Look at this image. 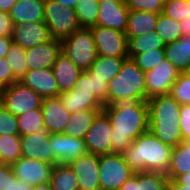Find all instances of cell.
Masks as SVG:
<instances>
[{"mask_svg":"<svg viewBox=\"0 0 190 190\" xmlns=\"http://www.w3.org/2000/svg\"><path fill=\"white\" fill-rule=\"evenodd\" d=\"M103 111L112 124L111 153L123 154L136 138L149 130L147 101L123 96L117 103L104 106Z\"/></svg>","mask_w":190,"mask_h":190,"instance_id":"6da1fadb","label":"cell"},{"mask_svg":"<svg viewBox=\"0 0 190 190\" xmlns=\"http://www.w3.org/2000/svg\"><path fill=\"white\" fill-rule=\"evenodd\" d=\"M172 149L148 130L133 141L123 156L134 173L151 171L166 174Z\"/></svg>","mask_w":190,"mask_h":190,"instance_id":"7a4b0ae2","label":"cell"},{"mask_svg":"<svg viewBox=\"0 0 190 190\" xmlns=\"http://www.w3.org/2000/svg\"><path fill=\"white\" fill-rule=\"evenodd\" d=\"M149 109V131L163 144L172 148L182 141L180 129V104L170 95H162L147 100Z\"/></svg>","mask_w":190,"mask_h":190,"instance_id":"3957f363","label":"cell"},{"mask_svg":"<svg viewBox=\"0 0 190 190\" xmlns=\"http://www.w3.org/2000/svg\"><path fill=\"white\" fill-rule=\"evenodd\" d=\"M58 97L71 114L82 110H103L108 101V83L96 78L89 70L84 71L74 88Z\"/></svg>","mask_w":190,"mask_h":190,"instance_id":"277c9868","label":"cell"},{"mask_svg":"<svg viewBox=\"0 0 190 190\" xmlns=\"http://www.w3.org/2000/svg\"><path fill=\"white\" fill-rule=\"evenodd\" d=\"M123 96L146 101L145 72L129 57L123 61L118 75L108 83V101L104 106L117 103Z\"/></svg>","mask_w":190,"mask_h":190,"instance_id":"5b68a950","label":"cell"},{"mask_svg":"<svg viewBox=\"0 0 190 190\" xmlns=\"http://www.w3.org/2000/svg\"><path fill=\"white\" fill-rule=\"evenodd\" d=\"M64 53L83 72L88 71L97 59V51L91 28L80 27L61 40Z\"/></svg>","mask_w":190,"mask_h":190,"instance_id":"8992f818","label":"cell"},{"mask_svg":"<svg viewBox=\"0 0 190 190\" xmlns=\"http://www.w3.org/2000/svg\"><path fill=\"white\" fill-rule=\"evenodd\" d=\"M44 22L52 38L63 40L80 28L74 8L64 7L56 0H45Z\"/></svg>","mask_w":190,"mask_h":190,"instance_id":"52a82bcc","label":"cell"},{"mask_svg":"<svg viewBox=\"0 0 190 190\" xmlns=\"http://www.w3.org/2000/svg\"><path fill=\"white\" fill-rule=\"evenodd\" d=\"M134 175L123 154L107 153L99 155V178L101 190H120Z\"/></svg>","mask_w":190,"mask_h":190,"instance_id":"ba28073f","label":"cell"},{"mask_svg":"<svg viewBox=\"0 0 190 190\" xmlns=\"http://www.w3.org/2000/svg\"><path fill=\"white\" fill-rule=\"evenodd\" d=\"M42 101L38 93L20 81L0 92V104L16 117L33 109H41Z\"/></svg>","mask_w":190,"mask_h":190,"instance_id":"9c48e42d","label":"cell"},{"mask_svg":"<svg viewBox=\"0 0 190 190\" xmlns=\"http://www.w3.org/2000/svg\"><path fill=\"white\" fill-rule=\"evenodd\" d=\"M90 28L98 56L128 58V38L124 32L103 26Z\"/></svg>","mask_w":190,"mask_h":190,"instance_id":"30bf717a","label":"cell"},{"mask_svg":"<svg viewBox=\"0 0 190 190\" xmlns=\"http://www.w3.org/2000/svg\"><path fill=\"white\" fill-rule=\"evenodd\" d=\"M179 74L180 72L167 59L146 72V101L156 96L170 94L171 87Z\"/></svg>","mask_w":190,"mask_h":190,"instance_id":"8fae6325","label":"cell"},{"mask_svg":"<svg viewBox=\"0 0 190 190\" xmlns=\"http://www.w3.org/2000/svg\"><path fill=\"white\" fill-rule=\"evenodd\" d=\"M111 135V121L102 110L93 120L92 126L84 138L88 152L95 155L111 153Z\"/></svg>","mask_w":190,"mask_h":190,"instance_id":"7c38bea8","label":"cell"},{"mask_svg":"<svg viewBox=\"0 0 190 190\" xmlns=\"http://www.w3.org/2000/svg\"><path fill=\"white\" fill-rule=\"evenodd\" d=\"M21 157L32 158L40 162L56 165L50 145V133L45 128H40L36 133L20 136Z\"/></svg>","mask_w":190,"mask_h":190,"instance_id":"4fadbf2b","label":"cell"},{"mask_svg":"<svg viewBox=\"0 0 190 190\" xmlns=\"http://www.w3.org/2000/svg\"><path fill=\"white\" fill-rule=\"evenodd\" d=\"M50 145L58 164H69L89 153L84 138L71 137L63 133L50 134Z\"/></svg>","mask_w":190,"mask_h":190,"instance_id":"5bb4252c","label":"cell"},{"mask_svg":"<svg viewBox=\"0 0 190 190\" xmlns=\"http://www.w3.org/2000/svg\"><path fill=\"white\" fill-rule=\"evenodd\" d=\"M11 166L18 180L35 186L50 181L55 165L32 158L20 157Z\"/></svg>","mask_w":190,"mask_h":190,"instance_id":"9a60e30c","label":"cell"},{"mask_svg":"<svg viewBox=\"0 0 190 190\" xmlns=\"http://www.w3.org/2000/svg\"><path fill=\"white\" fill-rule=\"evenodd\" d=\"M99 9L95 26L108 27L125 33L130 11L125 0H99Z\"/></svg>","mask_w":190,"mask_h":190,"instance_id":"2e32d148","label":"cell"},{"mask_svg":"<svg viewBox=\"0 0 190 190\" xmlns=\"http://www.w3.org/2000/svg\"><path fill=\"white\" fill-rule=\"evenodd\" d=\"M78 178L80 190H101L99 155L88 153L68 164Z\"/></svg>","mask_w":190,"mask_h":190,"instance_id":"e0dca14e","label":"cell"},{"mask_svg":"<svg viewBox=\"0 0 190 190\" xmlns=\"http://www.w3.org/2000/svg\"><path fill=\"white\" fill-rule=\"evenodd\" d=\"M11 38L14 43L20 45L24 49L44 44L53 39L50 29L44 21L14 25Z\"/></svg>","mask_w":190,"mask_h":190,"instance_id":"ac0fdd59","label":"cell"},{"mask_svg":"<svg viewBox=\"0 0 190 190\" xmlns=\"http://www.w3.org/2000/svg\"><path fill=\"white\" fill-rule=\"evenodd\" d=\"M61 52V40L54 38L44 44L26 49V61L29 70L52 68Z\"/></svg>","mask_w":190,"mask_h":190,"instance_id":"d6986e66","label":"cell"},{"mask_svg":"<svg viewBox=\"0 0 190 190\" xmlns=\"http://www.w3.org/2000/svg\"><path fill=\"white\" fill-rule=\"evenodd\" d=\"M41 110L45 128L49 133H63L71 113L65 109L60 98L58 96L43 98Z\"/></svg>","mask_w":190,"mask_h":190,"instance_id":"ffe728a7","label":"cell"},{"mask_svg":"<svg viewBox=\"0 0 190 190\" xmlns=\"http://www.w3.org/2000/svg\"><path fill=\"white\" fill-rule=\"evenodd\" d=\"M20 82L42 98L57 97L60 94L52 68L28 70Z\"/></svg>","mask_w":190,"mask_h":190,"instance_id":"44dd1931","label":"cell"},{"mask_svg":"<svg viewBox=\"0 0 190 190\" xmlns=\"http://www.w3.org/2000/svg\"><path fill=\"white\" fill-rule=\"evenodd\" d=\"M52 70L57 81L58 92L67 93L74 88L83 71L78 68L64 53L58 56Z\"/></svg>","mask_w":190,"mask_h":190,"instance_id":"7402d4cb","label":"cell"},{"mask_svg":"<svg viewBox=\"0 0 190 190\" xmlns=\"http://www.w3.org/2000/svg\"><path fill=\"white\" fill-rule=\"evenodd\" d=\"M45 0H17L8 12L14 25L44 21Z\"/></svg>","mask_w":190,"mask_h":190,"instance_id":"603a6c76","label":"cell"},{"mask_svg":"<svg viewBox=\"0 0 190 190\" xmlns=\"http://www.w3.org/2000/svg\"><path fill=\"white\" fill-rule=\"evenodd\" d=\"M168 181L162 172H136L120 190H168Z\"/></svg>","mask_w":190,"mask_h":190,"instance_id":"cb8c5ba5","label":"cell"},{"mask_svg":"<svg viewBox=\"0 0 190 190\" xmlns=\"http://www.w3.org/2000/svg\"><path fill=\"white\" fill-rule=\"evenodd\" d=\"M164 53L165 58L180 73H185L190 67V35H183L178 40L165 44Z\"/></svg>","mask_w":190,"mask_h":190,"instance_id":"d4e9b609","label":"cell"},{"mask_svg":"<svg viewBox=\"0 0 190 190\" xmlns=\"http://www.w3.org/2000/svg\"><path fill=\"white\" fill-rule=\"evenodd\" d=\"M159 14L145 11H129L127 29L125 34L127 37H137L144 35L146 32L155 31Z\"/></svg>","mask_w":190,"mask_h":190,"instance_id":"484cf974","label":"cell"},{"mask_svg":"<svg viewBox=\"0 0 190 190\" xmlns=\"http://www.w3.org/2000/svg\"><path fill=\"white\" fill-rule=\"evenodd\" d=\"M188 172H190V138L172 149L170 166L166 175L169 180H174L178 175Z\"/></svg>","mask_w":190,"mask_h":190,"instance_id":"4316f807","label":"cell"},{"mask_svg":"<svg viewBox=\"0 0 190 190\" xmlns=\"http://www.w3.org/2000/svg\"><path fill=\"white\" fill-rule=\"evenodd\" d=\"M100 111L102 110H82L71 114L63 134L76 138H85L93 120Z\"/></svg>","mask_w":190,"mask_h":190,"instance_id":"83f0119b","label":"cell"},{"mask_svg":"<svg viewBox=\"0 0 190 190\" xmlns=\"http://www.w3.org/2000/svg\"><path fill=\"white\" fill-rule=\"evenodd\" d=\"M128 38V57L134 58L156 49H164L165 44L156 31L146 32L144 35Z\"/></svg>","mask_w":190,"mask_h":190,"instance_id":"f1b7e54d","label":"cell"},{"mask_svg":"<svg viewBox=\"0 0 190 190\" xmlns=\"http://www.w3.org/2000/svg\"><path fill=\"white\" fill-rule=\"evenodd\" d=\"M126 58L97 56L89 71L101 80L109 83L120 72L123 61Z\"/></svg>","mask_w":190,"mask_h":190,"instance_id":"f546056e","label":"cell"},{"mask_svg":"<svg viewBox=\"0 0 190 190\" xmlns=\"http://www.w3.org/2000/svg\"><path fill=\"white\" fill-rule=\"evenodd\" d=\"M51 190L79 189L78 178L68 164H56L50 178Z\"/></svg>","mask_w":190,"mask_h":190,"instance_id":"4dcf8cb0","label":"cell"},{"mask_svg":"<svg viewBox=\"0 0 190 190\" xmlns=\"http://www.w3.org/2000/svg\"><path fill=\"white\" fill-rule=\"evenodd\" d=\"M21 157L20 135L0 136V164L12 165Z\"/></svg>","mask_w":190,"mask_h":190,"instance_id":"1f68e13d","label":"cell"},{"mask_svg":"<svg viewBox=\"0 0 190 190\" xmlns=\"http://www.w3.org/2000/svg\"><path fill=\"white\" fill-rule=\"evenodd\" d=\"M75 11L80 27L90 28L96 25L99 14V0H79Z\"/></svg>","mask_w":190,"mask_h":190,"instance_id":"d6a6232c","label":"cell"},{"mask_svg":"<svg viewBox=\"0 0 190 190\" xmlns=\"http://www.w3.org/2000/svg\"><path fill=\"white\" fill-rule=\"evenodd\" d=\"M5 58L12 68L14 77L20 81L29 70L26 61V49L12 42Z\"/></svg>","mask_w":190,"mask_h":190,"instance_id":"836d02e7","label":"cell"},{"mask_svg":"<svg viewBox=\"0 0 190 190\" xmlns=\"http://www.w3.org/2000/svg\"><path fill=\"white\" fill-rule=\"evenodd\" d=\"M16 118L20 136L36 133L40 128L45 127L41 109L30 110Z\"/></svg>","mask_w":190,"mask_h":190,"instance_id":"e575fe53","label":"cell"},{"mask_svg":"<svg viewBox=\"0 0 190 190\" xmlns=\"http://www.w3.org/2000/svg\"><path fill=\"white\" fill-rule=\"evenodd\" d=\"M155 31L164 44L172 43L183 36L180 30L179 21L168 18L164 14H159Z\"/></svg>","mask_w":190,"mask_h":190,"instance_id":"d590c367","label":"cell"},{"mask_svg":"<svg viewBox=\"0 0 190 190\" xmlns=\"http://www.w3.org/2000/svg\"><path fill=\"white\" fill-rule=\"evenodd\" d=\"M175 21H182L190 17V0H165L163 13Z\"/></svg>","mask_w":190,"mask_h":190,"instance_id":"8d00e7d4","label":"cell"},{"mask_svg":"<svg viewBox=\"0 0 190 190\" xmlns=\"http://www.w3.org/2000/svg\"><path fill=\"white\" fill-rule=\"evenodd\" d=\"M170 95L180 104H190V76L180 73L173 83Z\"/></svg>","mask_w":190,"mask_h":190,"instance_id":"74e56055","label":"cell"},{"mask_svg":"<svg viewBox=\"0 0 190 190\" xmlns=\"http://www.w3.org/2000/svg\"><path fill=\"white\" fill-rule=\"evenodd\" d=\"M164 59H166L164 49L138 54L133 58L137 66L145 73L159 65Z\"/></svg>","mask_w":190,"mask_h":190,"instance_id":"f35d334b","label":"cell"},{"mask_svg":"<svg viewBox=\"0 0 190 190\" xmlns=\"http://www.w3.org/2000/svg\"><path fill=\"white\" fill-rule=\"evenodd\" d=\"M130 11H145L162 14L165 0H125Z\"/></svg>","mask_w":190,"mask_h":190,"instance_id":"ab89813d","label":"cell"},{"mask_svg":"<svg viewBox=\"0 0 190 190\" xmlns=\"http://www.w3.org/2000/svg\"><path fill=\"white\" fill-rule=\"evenodd\" d=\"M1 135H19V128L16 116L0 104V136Z\"/></svg>","mask_w":190,"mask_h":190,"instance_id":"60d3db41","label":"cell"},{"mask_svg":"<svg viewBox=\"0 0 190 190\" xmlns=\"http://www.w3.org/2000/svg\"><path fill=\"white\" fill-rule=\"evenodd\" d=\"M16 179L11 165L0 164V190H14Z\"/></svg>","mask_w":190,"mask_h":190,"instance_id":"b9f144b4","label":"cell"},{"mask_svg":"<svg viewBox=\"0 0 190 190\" xmlns=\"http://www.w3.org/2000/svg\"><path fill=\"white\" fill-rule=\"evenodd\" d=\"M18 81L14 75L12 68L6 58L0 59V92Z\"/></svg>","mask_w":190,"mask_h":190,"instance_id":"7bdbcfd3","label":"cell"},{"mask_svg":"<svg viewBox=\"0 0 190 190\" xmlns=\"http://www.w3.org/2000/svg\"><path fill=\"white\" fill-rule=\"evenodd\" d=\"M180 129L183 141L190 138V104L180 106Z\"/></svg>","mask_w":190,"mask_h":190,"instance_id":"ee69618b","label":"cell"},{"mask_svg":"<svg viewBox=\"0 0 190 190\" xmlns=\"http://www.w3.org/2000/svg\"><path fill=\"white\" fill-rule=\"evenodd\" d=\"M14 23L8 12L0 11V36L11 37Z\"/></svg>","mask_w":190,"mask_h":190,"instance_id":"f6af8a7d","label":"cell"},{"mask_svg":"<svg viewBox=\"0 0 190 190\" xmlns=\"http://www.w3.org/2000/svg\"><path fill=\"white\" fill-rule=\"evenodd\" d=\"M12 42L11 37L0 36V59L6 57Z\"/></svg>","mask_w":190,"mask_h":190,"instance_id":"bcb514c9","label":"cell"},{"mask_svg":"<svg viewBox=\"0 0 190 190\" xmlns=\"http://www.w3.org/2000/svg\"><path fill=\"white\" fill-rule=\"evenodd\" d=\"M174 180L182 187L190 188V172L180 174Z\"/></svg>","mask_w":190,"mask_h":190,"instance_id":"7dc6e473","label":"cell"},{"mask_svg":"<svg viewBox=\"0 0 190 190\" xmlns=\"http://www.w3.org/2000/svg\"><path fill=\"white\" fill-rule=\"evenodd\" d=\"M179 24H180V30H181L182 35L189 36L190 35V17L185 20L179 21Z\"/></svg>","mask_w":190,"mask_h":190,"instance_id":"c3c4849f","label":"cell"},{"mask_svg":"<svg viewBox=\"0 0 190 190\" xmlns=\"http://www.w3.org/2000/svg\"><path fill=\"white\" fill-rule=\"evenodd\" d=\"M17 0H0V11L9 12Z\"/></svg>","mask_w":190,"mask_h":190,"instance_id":"681fc988","label":"cell"},{"mask_svg":"<svg viewBox=\"0 0 190 190\" xmlns=\"http://www.w3.org/2000/svg\"><path fill=\"white\" fill-rule=\"evenodd\" d=\"M33 186L16 179L14 190H32Z\"/></svg>","mask_w":190,"mask_h":190,"instance_id":"f907efd6","label":"cell"},{"mask_svg":"<svg viewBox=\"0 0 190 190\" xmlns=\"http://www.w3.org/2000/svg\"><path fill=\"white\" fill-rule=\"evenodd\" d=\"M168 190H190V188H184L181 185H179L175 180H169Z\"/></svg>","mask_w":190,"mask_h":190,"instance_id":"816d5d0a","label":"cell"},{"mask_svg":"<svg viewBox=\"0 0 190 190\" xmlns=\"http://www.w3.org/2000/svg\"><path fill=\"white\" fill-rule=\"evenodd\" d=\"M56 1L59 2L64 7H70L75 9L79 0H56Z\"/></svg>","mask_w":190,"mask_h":190,"instance_id":"f5cc1de1","label":"cell"},{"mask_svg":"<svg viewBox=\"0 0 190 190\" xmlns=\"http://www.w3.org/2000/svg\"><path fill=\"white\" fill-rule=\"evenodd\" d=\"M32 190H51V186L49 182H46L33 186Z\"/></svg>","mask_w":190,"mask_h":190,"instance_id":"db71d44e","label":"cell"},{"mask_svg":"<svg viewBox=\"0 0 190 190\" xmlns=\"http://www.w3.org/2000/svg\"><path fill=\"white\" fill-rule=\"evenodd\" d=\"M185 73L190 76V67L188 68V70Z\"/></svg>","mask_w":190,"mask_h":190,"instance_id":"11a10c76","label":"cell"}]
</instances>
